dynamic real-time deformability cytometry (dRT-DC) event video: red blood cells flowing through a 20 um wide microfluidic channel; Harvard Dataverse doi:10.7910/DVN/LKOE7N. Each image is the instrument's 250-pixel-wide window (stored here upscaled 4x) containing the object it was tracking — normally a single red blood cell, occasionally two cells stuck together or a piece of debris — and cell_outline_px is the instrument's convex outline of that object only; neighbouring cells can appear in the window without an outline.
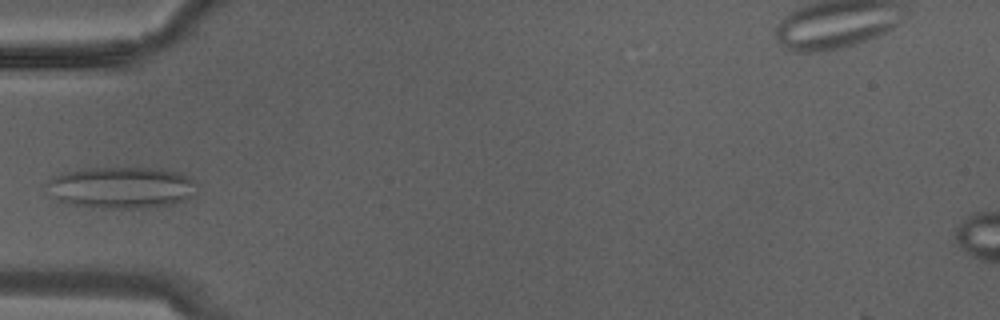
{"species": "Egyptian fruit bat (a non-hibernating species)", "species_latin": "Rousettus aegyptiacus", "temperature_condition": "warm", "stored_images_in_passage": 10, "camera_frame_rate_fps": 3000, "um_per_image_px": 0.085, "animal": {"sex": "male"}, "frame": {"image": 1, "passage_image": 9, "time_ms": 2.667, "image_size_px": [1000, 320], "cell_outline_px": [[196, 196], [188, 200], [172, 204], [140, 208], [108, 208], [76, 204], [56, 200], [44, 184], [52, 176], [64, 172], [80, 168], [160, 168], [176, 172], [188, 176], [196, 180]], "centroid_in_image_um": [10.36, 15.93], "position_along_channel_um": 74.6, "area_um2": 36.7}}